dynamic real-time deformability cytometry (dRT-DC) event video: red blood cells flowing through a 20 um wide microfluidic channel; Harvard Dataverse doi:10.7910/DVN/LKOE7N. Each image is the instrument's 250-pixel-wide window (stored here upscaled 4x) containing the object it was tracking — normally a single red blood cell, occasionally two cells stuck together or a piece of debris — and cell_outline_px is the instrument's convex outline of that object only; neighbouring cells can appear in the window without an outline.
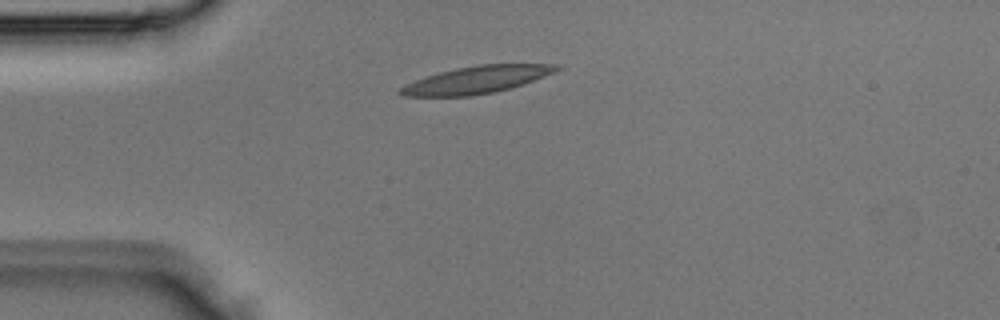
{"species": "Egyptian fruit bat (a non-hibernating species)", "species_latin": "Rousettus aegyptiacus", "temperature_condition": "room temperature", "stored_images_in_passage": 1, "camera_frame_rate_fps": 3000, "um_per_image_px": 0.085, "animal": {"sex": "male"}, "frame": {"image": 1, "passage_image": 1, "time_ms": 0.0, "image_size_px": [1000, 320], "cell_outline_px": [[564, 68], [556, 72], [524, 84], [492, 92], [468, 96], [404, 96], [396, 92], [404, 84], [440, 72], [456, 68], [480, 64], [560, 64]], "centroid_in_image_um": [40.56, 6.77], "position_along_channel_um": 44.4, "area_um2": 24.74}}